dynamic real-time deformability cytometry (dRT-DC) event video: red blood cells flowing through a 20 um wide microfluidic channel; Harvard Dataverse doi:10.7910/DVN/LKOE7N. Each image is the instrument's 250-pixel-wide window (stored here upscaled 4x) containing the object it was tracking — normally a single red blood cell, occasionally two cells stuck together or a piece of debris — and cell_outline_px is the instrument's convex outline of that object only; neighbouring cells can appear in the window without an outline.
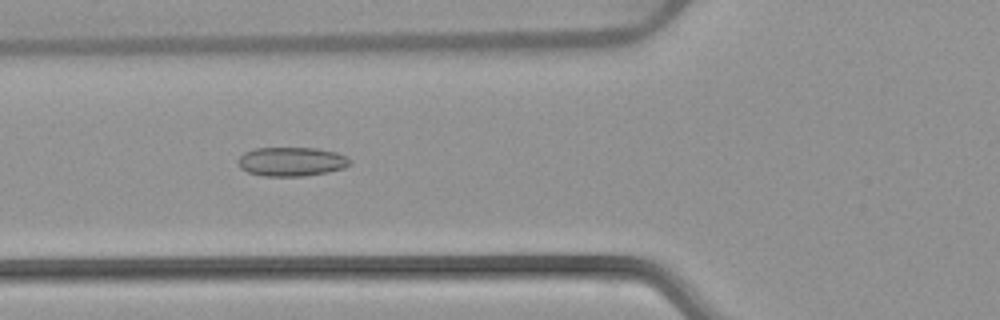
{"species": "common noctule bat (a hibernating species)", "species_latin": "Nyctalus noctula", "temperature_condition": "warm", "stored_images_in_passage": 53, "camera_frame_rate_fps": 3000, "um_per_image_px": 0.085, "animal": {"sex": "female", "body_mass_g": 22.7, "forearm_length_mm": 54.2}, "frame": {"image": 1, "passage_image": 20, "time_ms": 6.333, "image_size_px": [1000, 320], "cell_outline_px": [[352, 164], [344, 168], [328, 172], [304, 176], [264, 176], [248, 172], [240, 168], [236, 160], [244, 152], [256, 148], [316, 148], [336, 152], [348, 156], [352, 160]], "centroid_in_image_um": [24.8, 13.73], "position_along_channel_um": 101.0, "area_um2": 19.19}}
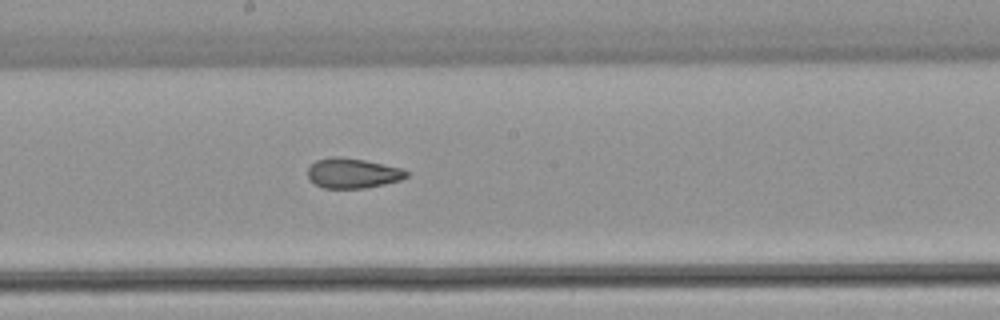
{"frame": {"image": 2, "passage_image": 29, "time_ms": 9.333, "image_size_px": [1000, 320], "cell_outline_px": [[408, 176], [400, 180], [384, 184], [364, 188], [324, 188], [316, 184], [308, 176], [308, 168], [316, 160], [332, 156], [340, 156], [364, 160], [404, 168], [408, 172]], "centroid_in_image_um": [30.0, 14.71], "position_along_channel_um": 218.2, "area_um2": 17.22}}
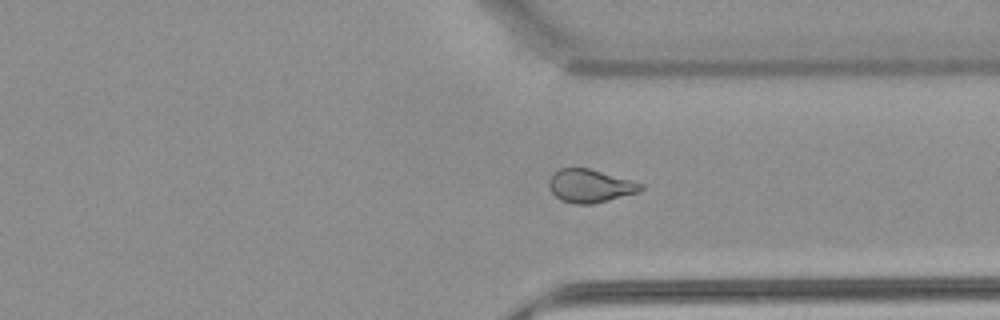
{"frame": {"image": 3, "passage_image": 40, "time_ms": 13.0, "image_size_px": [1000, 320], "cell_outline_px": [[644, 188], [640, 192], [592, 204], [572, 204], [560, 200], [548, 188], [548, 180], [552, 172], [560, 168], [588, 168], [632, 180], [644, 184]], "centroid_in_image_um": [50.14, 15.8], "position_along_channel_um": 361.3, "area_um2": 17.98}, "authors_computed_cell_mechanics": {"area_um2": 19.1896, "velocity_mm_per_s": 3.9048, "shape_relaxation_time_tau1_ms": null, "shape_relaxation_time_tau2_ms": 1.9053, "deformation_change_tau1": null, "deformation_change_tau2": 0.0836}}